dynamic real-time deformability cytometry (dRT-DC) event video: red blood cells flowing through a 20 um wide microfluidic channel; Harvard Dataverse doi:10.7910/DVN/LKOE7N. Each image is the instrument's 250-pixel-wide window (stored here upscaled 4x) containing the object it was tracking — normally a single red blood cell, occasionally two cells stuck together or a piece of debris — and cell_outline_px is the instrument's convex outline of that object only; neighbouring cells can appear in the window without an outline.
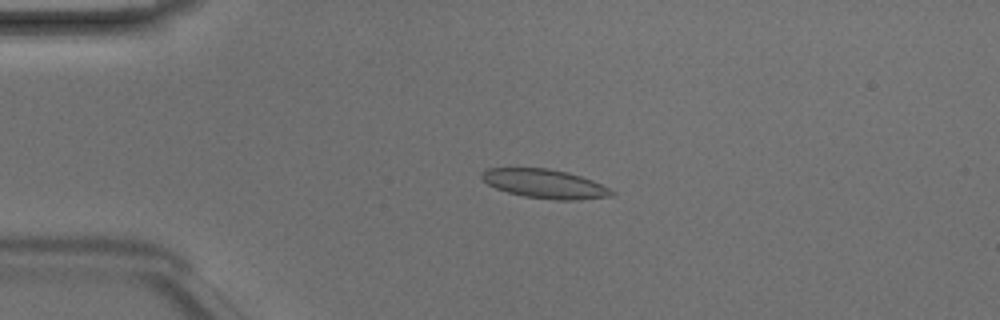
{"species": "Egyptian fruit bat (a non-hibernating species)", "species_latin": "Rousettus aegyptiacus", "temperature_condition": "room temperature", "stored_images_in_passage": 48, "camera_frame_rate_fps": 3000, "um_per_image_px": 0.085, "animal": {"sex": "male"}, "frame": {"image": 1, "passage_image": 11, "time_ms": 3.333, "image_size_px": [1000, 320], "cell_outline_px": [[616, 192], [612, 196], [580, 200], [556, 200], [524, 196], [508, 192], [496, 188], [488, 184], [480, 176], [480, 172], [488, 168], [548, 168], [568, 172], [592, 180]], "centroid_in_image_um": [46.31, 15.62], "position_along_channel_um": 38.7, "area_um2": 21.91}}
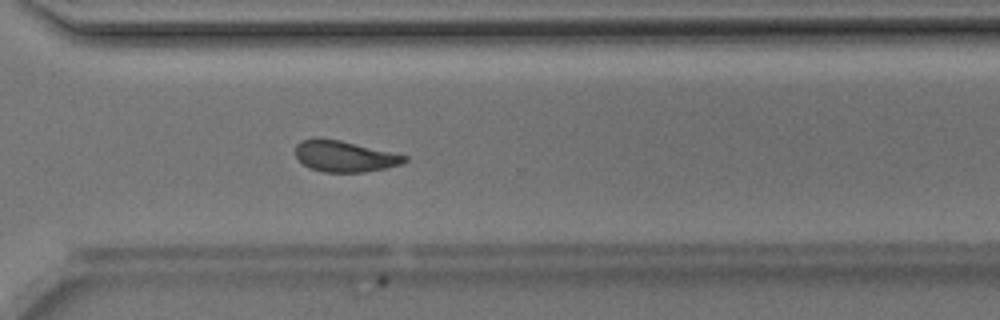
{"frame": {"image": 2, "passage_image": 35, "time_ms": 11.333, "image_size_px": [1000, 320], "cell_outline_px": [[408, 160], [400, 164], [384, 168], [364, 172], [324, 172], [308, 168], [296, 156], [296, 144], [300, 140], [316, 136], [320, 136], [340, 140], [408, 156]], "centroid_in_image_um": [29.23, 13.26], "position_along_channel_um": 341.4, "area_um2": 19.88}}
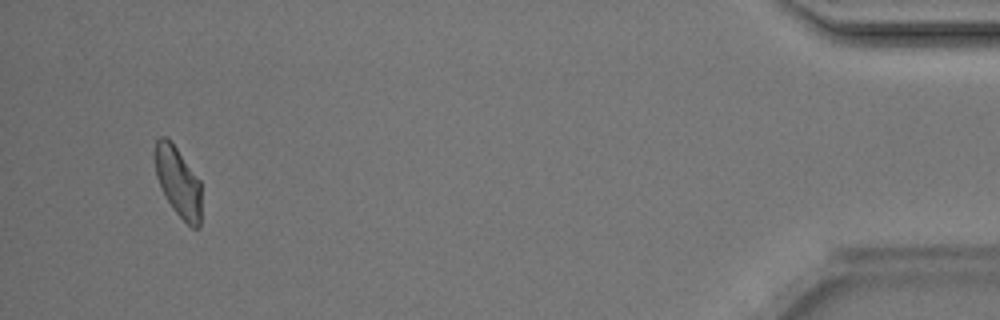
{"frame": {"image": 3, "passage_image": 46, "time_ms": 15.0, "image_size_px": [1000, 320], "cell_outline_px": [[200, 228], [192, 228], [172, 208], [156, 176], [156, 140], [160, 136], [164, 136], [176, 148], [200, 180]], "centroid_in_image_um": [15.16, 15.49], "position_along_channel_um": 420.0, "area_um2": 18.21}, "authors_computed_cell_mechanics": {"area_um2": 20.6346, "velocity_mm_per_s": 4.2043, "shape_relaxation_time_tau1_ms": 9.6089, "shape_relaxation_time_tau2_ms": 2.7998, "deformation_change_tau1": 0.1811, "deformation_change_tau2": 0.0867}}